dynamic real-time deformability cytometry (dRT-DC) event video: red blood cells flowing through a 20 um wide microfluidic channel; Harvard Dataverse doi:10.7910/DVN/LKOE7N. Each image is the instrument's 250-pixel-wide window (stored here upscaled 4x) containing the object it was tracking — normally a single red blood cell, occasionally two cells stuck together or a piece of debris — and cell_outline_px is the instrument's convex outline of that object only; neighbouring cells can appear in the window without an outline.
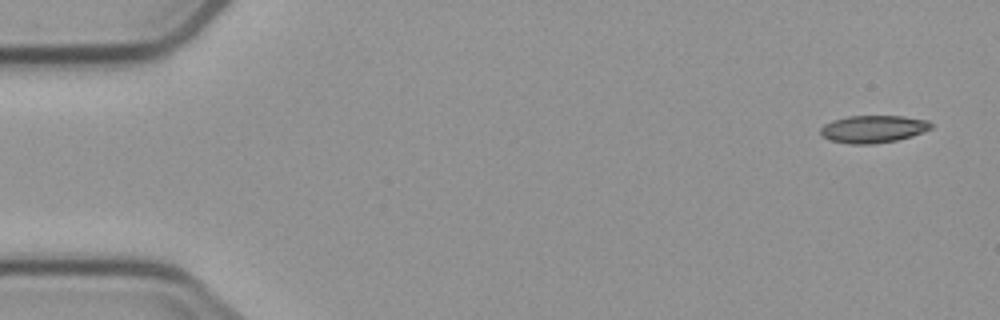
{"species": "common noctule bat (a hibernating species)", "species_latin": "Nyctalus noctula", "temperature_condition": "cold", "stored_images_in_passage": 4, "camera_frame_rate_fps": 3000, "um_per_image_px": 0.085, "animal": {"sex": "male", "body_mass_g": 23.1, "forearm_length_mm": 52.7}, "frame": {"image": 1, "passage_image": 1, "time_ms": 0.0, "image_size_px": [1000, 320], "cell_outline_px": [[932, 128], [924, 132], [912, 136], [896, 140], [872, 144], [852, 144], [828, 140], [820, 136], [820, 128], [824, 124], [832, 120], [848, 116], [904, 116], [928, 120], [932, 124]], "centroid_in_image_um": [74.2, 10.96], "position_along_channel_um": 10.8, "area_um2": 17.86}}
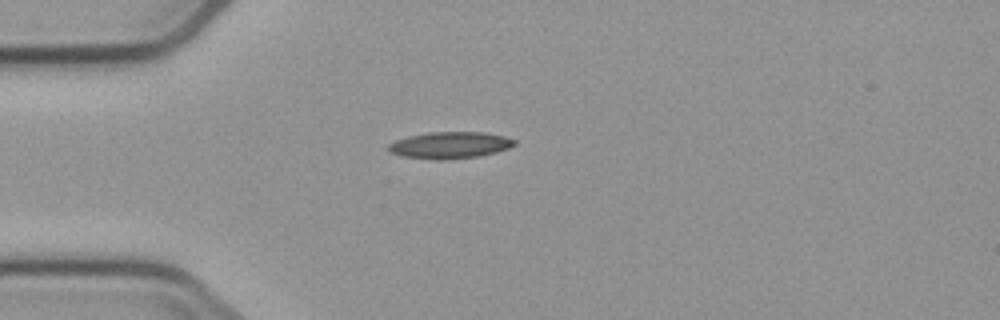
{"frame": {"image": 2, "passage_image": 4, "time_ms": 4.0, "image_size_px": [1000, 320], "cell_outline_px": [[516, 144], [508, 148], [496, 152], [480, 156], [444, 160], [432, 160], [404, 156], [388, 152], [388, 144], [396, 140], [408, 136], [428, 132], [484, 132], [504, 136], [516, 140]], "centroid_in_image_um": [38.24, 12.34], "position_along_channel_um": 46.8, "area_um2": 19.71}}